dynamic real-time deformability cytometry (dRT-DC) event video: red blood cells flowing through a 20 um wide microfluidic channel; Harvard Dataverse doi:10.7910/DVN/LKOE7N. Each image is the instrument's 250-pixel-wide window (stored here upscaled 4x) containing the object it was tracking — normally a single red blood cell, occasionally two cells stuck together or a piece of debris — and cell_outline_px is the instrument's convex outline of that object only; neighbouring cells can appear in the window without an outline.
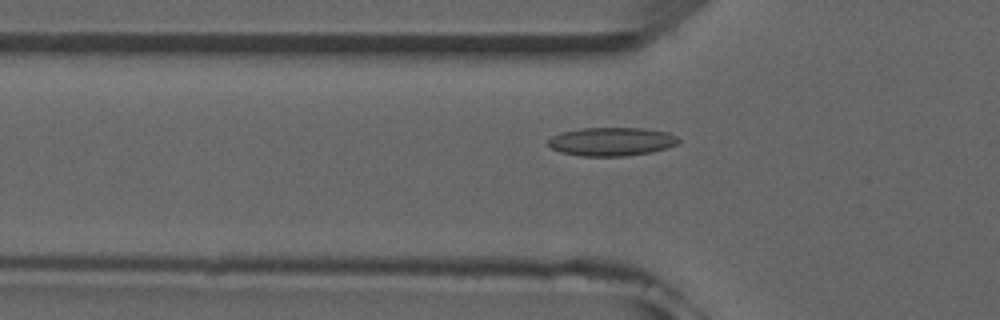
{"species": "common noctule bat (a hibernating species)", "species_latin": "Nyctalus noctula", "temperature_condition": "room temperature", "stored_images_in_passage": 42, "camera_frame_rate_fps": 3000, "um_per_image_px": 0.085, "animal": {"sex": "male", "forearm_length_mm": 52.5}, "frame": {"image": 1, "passage_image": 7, "time_ms": 2.0, "image_size_px": [1000, 320], "cell_outline_px": [[680, 140], [676, 144], [668, 148], [652, 152], [624, 156], [580, 156], [560, 152], [552, 148], [548, 144], [548, 140], [552, 136], [560, 132], [580, 128], [644, 128], [668, 132], [676, 136]], "centroid_in_image_um": [51.98, 12.03], "position_along_channel_um": 73.8, "area_um2": 21.79}}
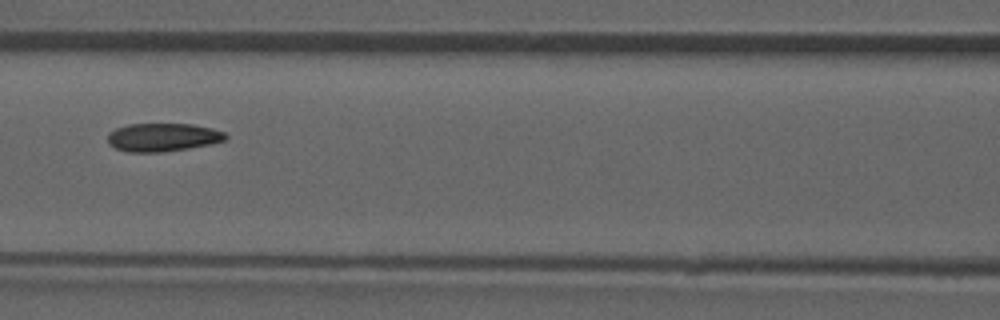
{"frame": {"image": 2, "passage_image": 13, "time_ms": 4.0, "image_size_px": [1000, 320], "cell_outline_px": [[228, 136], [224, 140], [208, 144], [188, 148], [160, 152], [128, 152], [116, 148], [108, 144], [108, 132], [116, 128], [128, 124], [192, 124], [212, 128], [224, 132]], "centroid_in_image_um": [13.8, 11.66], "position_along_channel_um": 152.8, "area_um2": 19.31}}
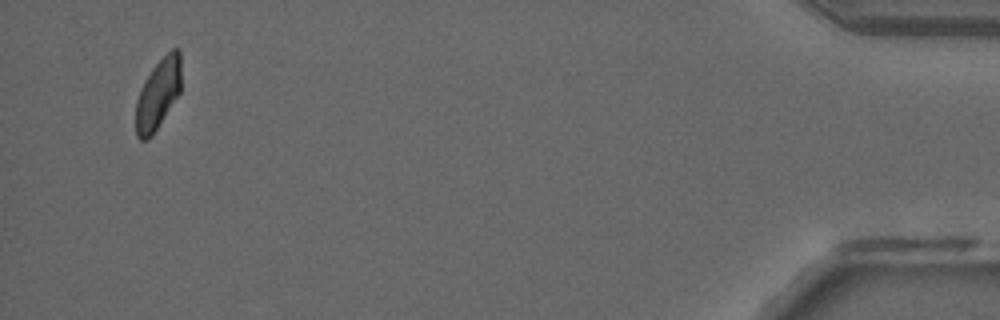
{"frame": {"image": 3, "passage_image": 40, "time_ms": 13.0, "image_size_px": [1000, 320], "cell_outline_px": [[180, 92], [152, 136], [148, 140], [140, 140], [136, 136], [136, 100], [140, 88], [144, 80], [152, 68], [172, 48], [180, 48]], "centroid_in_image_um": [13.41, 8.0], "position_along_channel_um": 421.8, "area_um2": 18.55}, "authors_computed_cell_mechanics": {"area_um2": 19.7676, "velocity_mm_per_s": 3.9103, "shape_relaxation_time_tau1_ms": null, "shape_relaxation_time_tau2_ms": 3.4912, "deformation_change_tau1": null, "deformation_change_tau2": 0.0917}}